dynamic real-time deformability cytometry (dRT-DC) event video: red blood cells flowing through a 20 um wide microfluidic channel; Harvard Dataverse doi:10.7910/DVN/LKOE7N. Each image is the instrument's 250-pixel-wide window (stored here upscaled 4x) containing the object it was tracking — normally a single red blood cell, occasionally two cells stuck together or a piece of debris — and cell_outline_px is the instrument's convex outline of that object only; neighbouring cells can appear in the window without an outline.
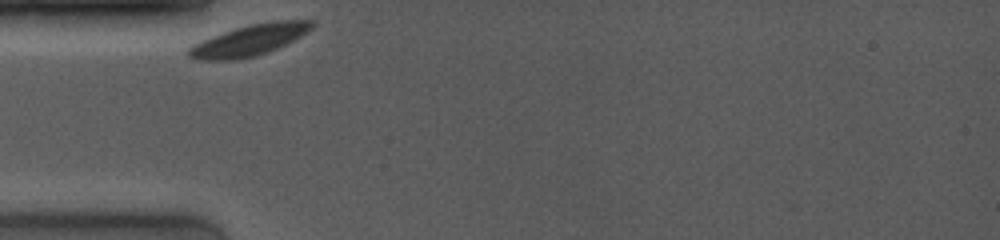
{"species": "common noctule bat (a hibernating species)", "species_latin": "Nyctalus noctula", "temperature_condition": "room temperature", "stored_images_in_passage": 27, "camera_frame_rate_fps": 4000, "um_per_image_px": 0.085, "animal": {"sex": "female", "body_mass_g": 19.0, "forearm_length_mm": 53.3}, "frame": {"image": 1, "passage_image": 1, "time_ms": 0.0, "image_size_px": [1000, 240], "cell_outline_px": [[316, 24], [312, 28], [300, 36], [268, 52], [236, 60], [196, 60], [188, 56], [184, 52], [192, 44], [212, 36], [248, 24], [268, 20], [312, 20]], "centroid_in_image_um": [21.15, 3.41], "position_along_channel_um": 63.9, "area_um2": 22.37}}
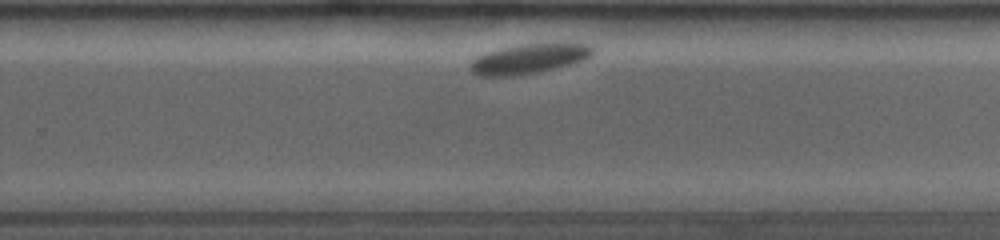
{"frame": {"image": 2, "passage_image": 19, "time_ms": 6.5, "image_size_px": [1000, 240], "cell_outline_px": [[596, 52], [584, 60], [536, 72], [512, 76], [480, 76], [472, 72], [468, 68], [468, 64], [472, 60], [488, 52], [520, 44], [592, 44]], "centroid_in_image_um": [44.95, 5.0], "position_along_channel_um": 284.9, "area_um2": 20.81}}
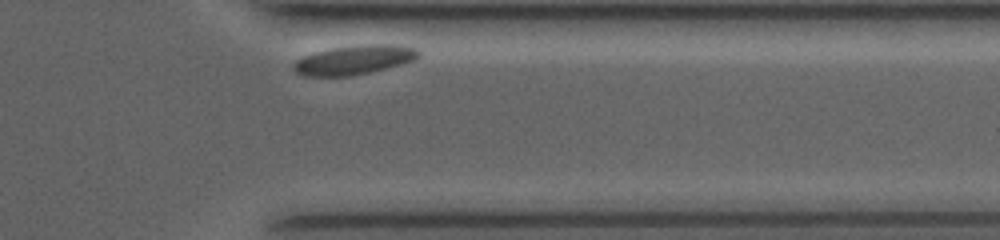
{"frame": {"image": 3, "passage_image": 26, "time_ms": 9.25, "image_size_px": [1000, 240], "cell_outline_px": [[420, 56], [416, 60], [352, 76], [304, 76], [296, 72], [292, 68], [292, 64], [300, 56], [312, 52], [332, 48], [360, 44], [396, 44], [416, 48], [420, 52]], "centroid_in_image_um": [30.07, 5.07], "position_along_channel_um": 381.3, "area_um2": 21.56}, "authors_computed_cell_mechanics": {"area_um2": 22.0218, "velocity_mm_per_s": 3.4154, "shape_relaxation_time_tau1_ms": 0.4714, "shape_relaxation_time_tau2_ms": null, "deformation_change_tau1": 0.0264, "deformation_change_tau2": null}}